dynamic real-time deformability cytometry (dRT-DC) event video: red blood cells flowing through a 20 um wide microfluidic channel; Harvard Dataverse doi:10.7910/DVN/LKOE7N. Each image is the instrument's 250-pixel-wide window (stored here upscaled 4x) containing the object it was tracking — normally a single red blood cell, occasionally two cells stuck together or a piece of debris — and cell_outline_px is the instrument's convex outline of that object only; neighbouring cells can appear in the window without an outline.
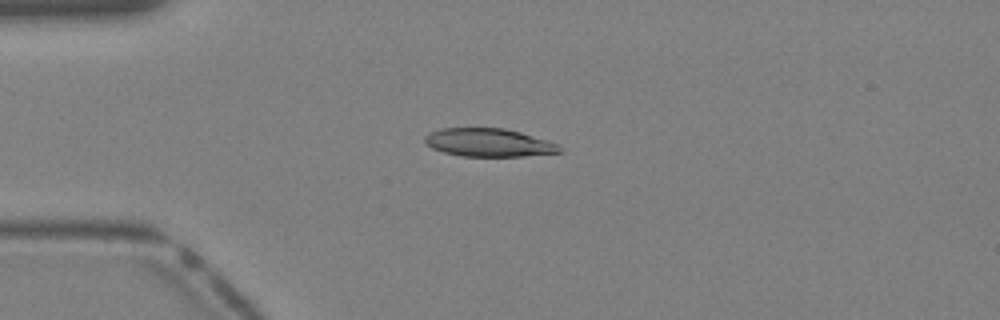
{"species": "Egyptian fruit bat (a non-hibernating species)", "species_latin": "Rousettus aegyptiacus", "temperature_condition": "warm", "stored_images_in_passage": 32, "camera_frame_rate_fps": 3000, "um_per_image_px": 0.085, "animal": {"sex": "female"}, "frame": {"image": 1, "passage_image": 3, "time_ms": 0.667, "image_size_px": [1000, 320], "cell_outline_px": [[564, 152], [524, 156], [460, 156], [444, 152], [432, 148], [424, 140], [424, 136], [428, 132], [440, 128], [504, 128], [520, 132], [548, 140], [564, 148]], "centroid_in_image_um": [41.56, 12.12], "position_along_channel_um": 43.4, "area_um2": 22.25}}
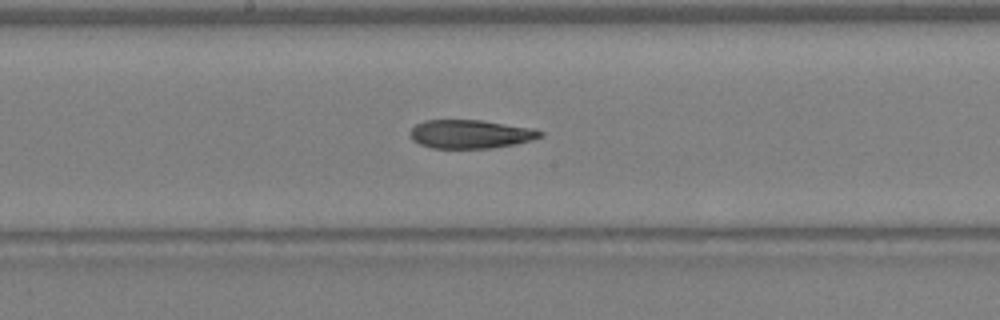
{"frame": {"image": 2, "passage_image": 14, "time_ms": 4.333, "image_size_px": [1000, 320], "cell_outline_px": [[544, 136], [532, 140], [516, 144], [492, 148], [432, 148], [420, 144], [412, 140], [408, 132], [416, 124], [424, 120], [480, 120], [532, 128], [544, 132]], "centroid_in_image_um": [39.98, 11.4], "position_along_channel_um": 208.2, "area_um2": 21.79}}
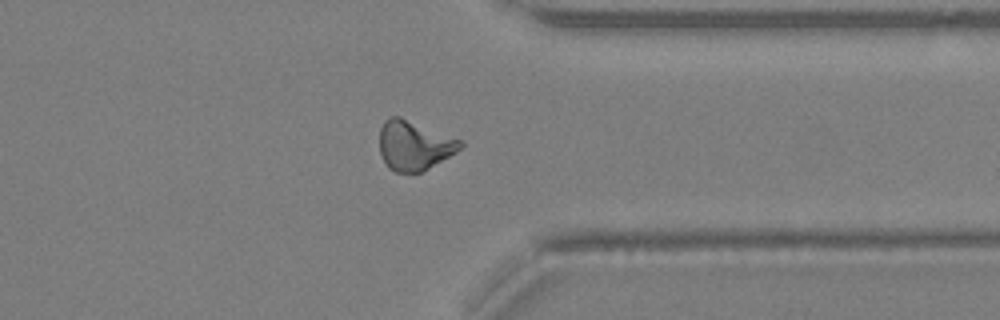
{"frame": {"image": 3, "passage_image": 24, "time_ms": 7.667, "image_size_px": [1000, 320], "cell_outline_px": [[464, 144], [456, 152], [420, 172], [396, 172], [388, 168], [380, 156], [380, 128], [384, 120], [392, 116], [400, 116], [464, 140]], "centroid_in_image_um": [35.2, 12.33], "position_along_channel_um": 376.2, "area_um2": 23.41}}